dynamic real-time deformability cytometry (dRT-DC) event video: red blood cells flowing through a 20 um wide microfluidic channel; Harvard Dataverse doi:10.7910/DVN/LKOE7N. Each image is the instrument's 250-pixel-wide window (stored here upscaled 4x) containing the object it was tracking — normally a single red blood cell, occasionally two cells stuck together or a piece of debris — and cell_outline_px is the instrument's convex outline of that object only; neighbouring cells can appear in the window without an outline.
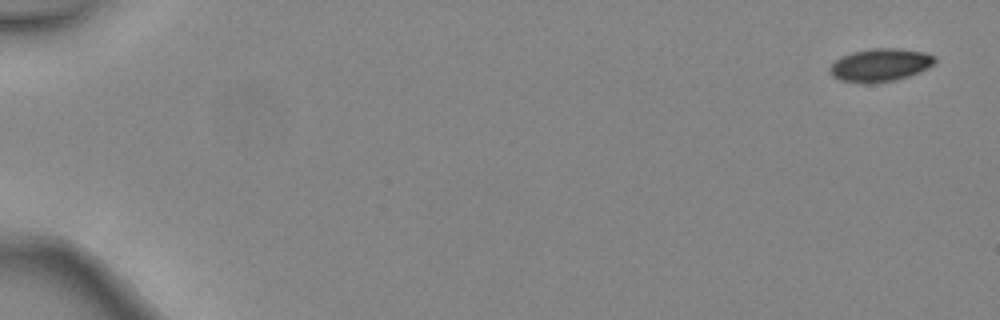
{"species": "common noctule bat (a hibernating species)", "species_latin": "Nyctalus noctula", "temperature_condition": "warm", "stored_images_in_passage": 6, "segment_of_instrument_passage": [1, 2], "camera_frame_rate_fps": 3000, "um_per_image_px": 0.085, "animal": {"sex": "female", "body_mass_g": 24.6, "forearm_length_mm": 56.2}, "frame": {"image": 1, "passage_image": 1, "time_ms": 0.0, "image_size_px": [1000, 320], "cell_outline_px": [[936, 60], [928, 68], [920, 72], [896, 80], [840, 80], [832, 76], [828, 72], [828, 68], [840, 56], [852, 52], [872, 48], [896, 48], [924, 52], [936, 56]], "centroid_in_image_um": [74.84, 5.47], "position_along_channel_um": 10.2, "area_um2": 19.54}}